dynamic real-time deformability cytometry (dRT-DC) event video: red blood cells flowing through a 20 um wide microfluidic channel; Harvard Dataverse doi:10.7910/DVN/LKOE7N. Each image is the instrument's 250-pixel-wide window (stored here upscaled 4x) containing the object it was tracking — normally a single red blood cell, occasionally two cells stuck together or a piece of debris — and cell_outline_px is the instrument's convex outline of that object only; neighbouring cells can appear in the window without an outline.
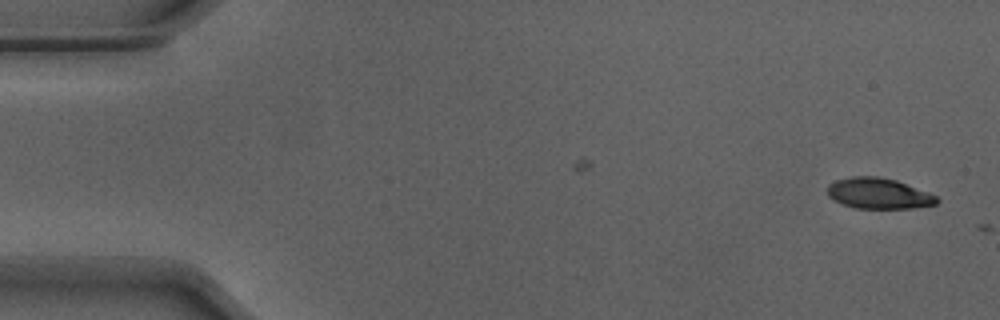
{"species": "Egyptian fruit bat (a non-hibernating species)", "species_latin": "Rousettus aegyptiacus", "temperature_condition": "warm", "stored_images_in_passage": 4, "camera_frame_rate_fps": 3000, "um_per_image_px": 0.085, "animal": {"sex": "male"}, "frame": {"image": 1, "passage_image": 1, "time_ms": 0.0, "image_size_px": [1000, 320], "cell_outline_px": [[940, 200], [936, 204], [912, 208], [856, 208], [844, 204], [828, 196], [828, 184], [836, 180], [852, 176], [880, 176], [896, 180], [928, 192], [936, 196]], "centroid_in_image_um": [74.69, 16.43], "position_along_channel_um": 10.3, "area_um2": 19.48}}